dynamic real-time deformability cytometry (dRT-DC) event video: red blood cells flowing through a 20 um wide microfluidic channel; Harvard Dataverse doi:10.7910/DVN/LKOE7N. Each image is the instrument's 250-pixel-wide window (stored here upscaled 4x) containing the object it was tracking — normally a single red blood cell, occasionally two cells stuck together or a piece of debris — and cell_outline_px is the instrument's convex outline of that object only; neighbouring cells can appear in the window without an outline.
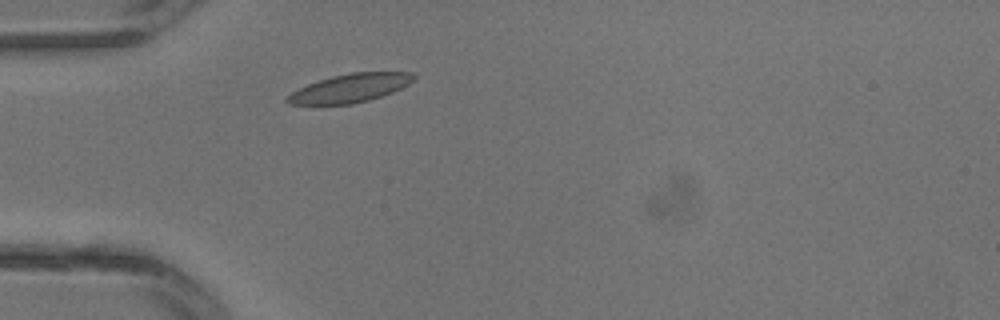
{"species": "common noctule bat (a hibernating species)", "species_latin": "Nyctalus noctula", "temperature_condition": "warm", "stored_images_in_passage": 1, "camera_frame_rate_fps": 3000, "um_per_image_px": 0.085, "animal": {"sex": "male", "body_mass_g": 13.3}, "frame": {"image": 1, "passage_image": 1, "time_ms": 0.0, "image_size_px": [1000, 320], "cell_outline_px": [[416, 80], [392, 92], [368, 100], [352, 104], [288, 104], [284, 100], [292, 92], [308, 84], [332, 76], [352, 72], [416, 72]], "centroid_in_image_um": [29.8, 7.48], "position_along_channel_um": 55.2, "area_um2": 20.81}}